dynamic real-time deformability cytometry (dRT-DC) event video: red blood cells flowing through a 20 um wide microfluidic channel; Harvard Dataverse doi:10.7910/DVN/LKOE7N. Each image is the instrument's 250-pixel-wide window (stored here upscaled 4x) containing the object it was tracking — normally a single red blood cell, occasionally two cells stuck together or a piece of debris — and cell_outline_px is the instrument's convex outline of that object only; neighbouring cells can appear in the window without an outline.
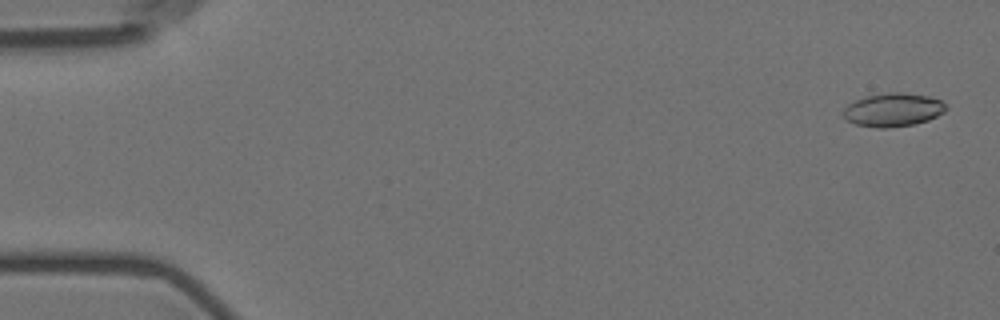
{"species": "Egyptian fruit bat (a non-hibernating species)", "species_latin": "Rousettus aegyptiacus", "temperature_condition": "room temperature", "stored_images_in_passage": 7, "camera_frame_rate_fps": 3000, "um_per_image_px": 0.085, "animal": {"sex": "female"}, "frame": {"image": 1, "passage_image": 1, "time_ms": 0.0, "image_size_px": [1000, 320], "cell_outline_px": [[948, 108], [944, 112], [928, 120], [916, 124], [888, 128], [876, 128], [856, 124], [848, 120], [844, 116], [844, 108], [848, 104], [856, 100], [868, 96], [888, 92], [900, 92], [928, 96], [940, 100]], "centroid_in_image_um": [75.93, 9.34], "position_along_channel_um": 9.1, "area_um2": 19.88}}
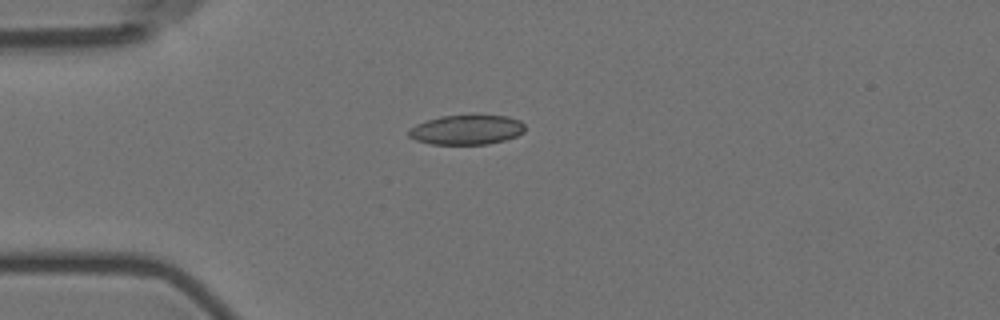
{"frame": {"image": 2, "passage_image": 5, "time_ms": 4.333, "image_size_px": [1000, 320], "cell_outline_px": [[524, 132], [516, 136], [504, 140], [488, 144], [432, 144], [416, 140], [408, 136], [408, 132], [416, 124], [440, 116], [508, 116], [520, 120], [524, 124]], "centroid_in_image_um": [39.68, 11.04], "position_along_channel_um": 45.3, "area_um2": 19.83}}
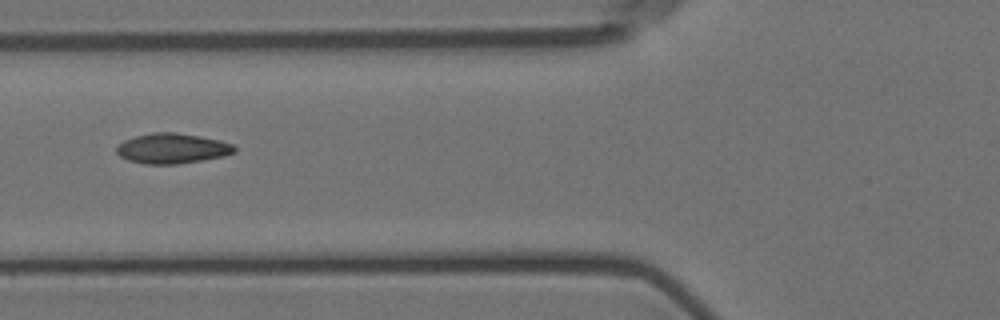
{"frame": {"image": 3, "passage_image": 7, "time_ms": 6.667, "image_size_px": [1000, 320], "cell_outline_px": [[236, 152], [224, 156], [176, 164], [144, 164], [128, 160], [120, 156], [116, 152], [116, 144], [124, 140], [136, 136], [152, 132], [176, 132], [200, 136], [220, 140], [232, 144], [236, 148]], "centroid_in_image_um": [14.61, 12.61], "position_along_channel_um": 111.2, "area_um2": 20.81}}